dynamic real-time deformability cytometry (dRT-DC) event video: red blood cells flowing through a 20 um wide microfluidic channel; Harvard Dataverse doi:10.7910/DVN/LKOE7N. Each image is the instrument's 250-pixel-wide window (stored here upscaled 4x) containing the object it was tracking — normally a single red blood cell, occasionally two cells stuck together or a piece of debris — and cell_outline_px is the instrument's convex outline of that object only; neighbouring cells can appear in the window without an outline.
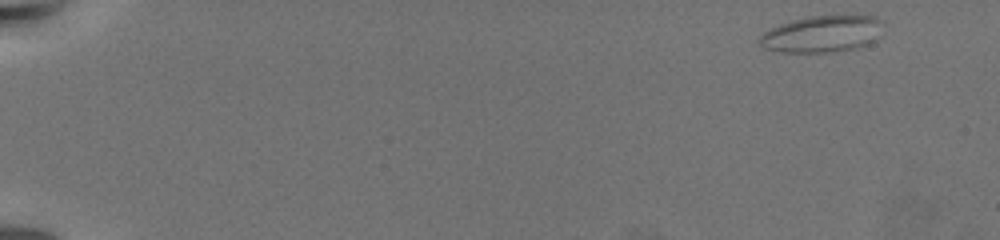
{"species": "common noctule bat (a hibernating species)", "species_latin": "Nyctalus noctula", "temperature_condition": "warm", "stored_images_in_passage": 10, "camera_frame_rate_fps": 3000, "um_per_image_px": 0.085, "animal": {"sex": "female", "body_mass_g": 19.5, "forearm_length_mm": 54.1}, "frame": {"image": 1, "passage_image": 1, "time_ms": 0.0, "image_size_px": [1000, 240], "cell_outline_px": [[884, 24], [880, 36], [876, 40], [868, 44], [856, 48], [832, 52], [784, 52], [764, 48], [760, 44], [760, 36], [764, 32], [780, 24], [792, 20], [808, 16], [876, 16], [884, 20]], "centroid_in_image_um": [69.95, 2.88], "position_along_channel_um": 15.1, "area_um2": 26.53}}
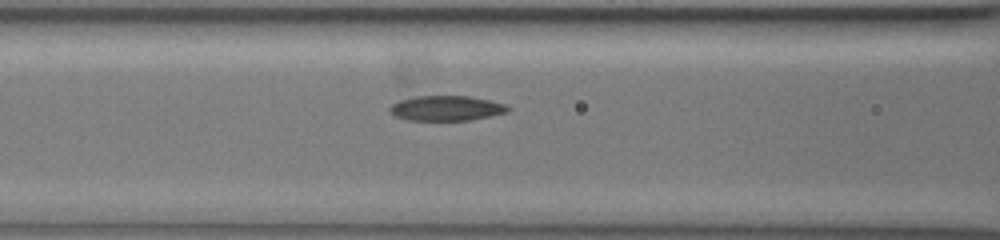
{"frame": {"image": 2, "passage_image": 9, "time_ms": 9.0, "image_size_px": [1000, 240], "cell_outline_px": [[512, 108], [508, 112], [468, 120], [408, 120], [396, 116], [388, 112], [388, 108], [392, 104], [400, 100], [416, 96], [468, 96], [508, 104]], "centroid_in_image_um": [37.94, 9.19], "position_along_channel_um": 128.7, "area_um2": 17.22}}
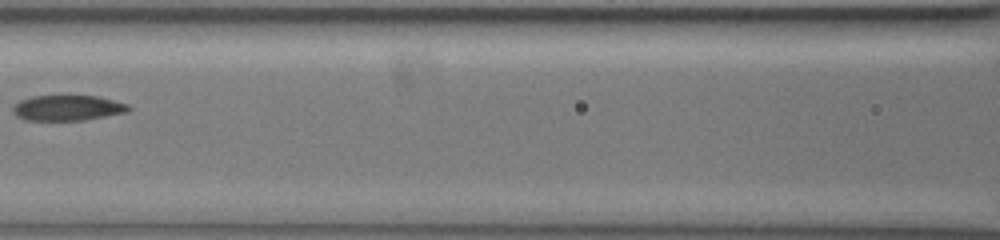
{"frame": {"image": 3, "passage_image": 10, "time_ms": 10.0, "image_size_px": [1000, 240], "cell_outline_px": [[132, 108], [124, 112], [84, 120], [24, 120], [16, 116], [12, 112], [12, 108], [20, 100], [32, 96], [60, 92], [68, 92], [96, 96], [128, 104]], "centroid_in_image_um": [5.68, 9.11], "position_along_channel_um": 160.9, "area_um2": 17.98}}